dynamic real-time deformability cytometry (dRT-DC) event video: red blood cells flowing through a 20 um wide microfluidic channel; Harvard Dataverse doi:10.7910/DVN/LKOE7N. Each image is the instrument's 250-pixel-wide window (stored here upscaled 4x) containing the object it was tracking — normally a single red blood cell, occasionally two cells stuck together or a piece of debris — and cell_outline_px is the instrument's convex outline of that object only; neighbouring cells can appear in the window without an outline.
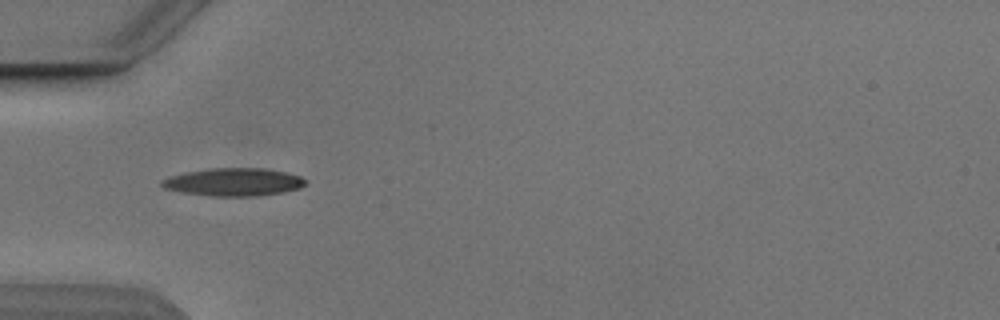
{"species": "Egyptian fruit bat (a non-hibernating species)", "species_latin": "Rousettus aegyptiacus", "temperature_condition": "cold", "stored_images_in_passage": 5, "camera_frame_rate_fps": 3000, "um_per_image_px": 0.085, "animal": {"sex": "male"}, "frame": {"image": 1, "passage_image": 4, "time_ms": 4.333, "image_size_px": [1000, 320], "cell_outline_px": [[304, 184], [300, 188], [284, 192], [256, 196], [212, 196], [180, 192], [164, 188], [160, 184], [160, 180], [168, 176], [184, 172], [208, 168], [264, 168], [288, 172], [300, 176], [304, 180]], "centroid_in_image_um": [19.81, 15.46], "position_along_channel_um": 65.2, "area_um2": 23.52}}
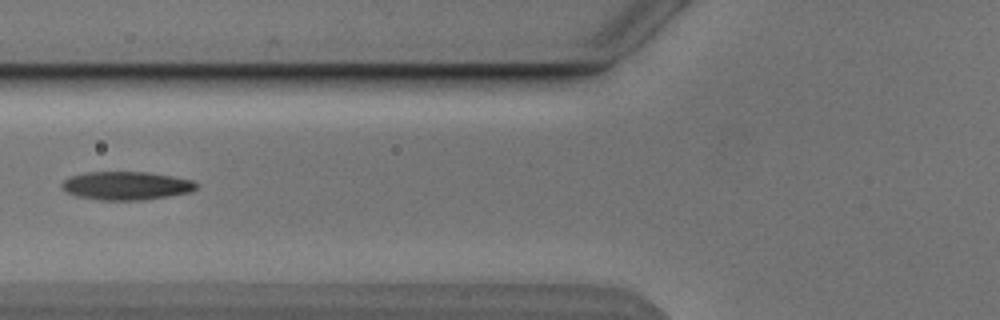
{"frame": {"image": 2, "passage_image": 5, "time_ms": 5.667, "image_size_px": [1000, 320], "cell_outline_px": [[200, 184], [192, 192], [144, 200], [100, 200], [76, 196], [64, 192], [60, 188], [60, 184], [64, 180], [72, 176], [88, 172], [148, 172], [172, 176], [192, 180]], "centroid_in_image_um": [10.73, 15.79], "position_along_channel_um": 115.1, "area_um2": 22.43}}